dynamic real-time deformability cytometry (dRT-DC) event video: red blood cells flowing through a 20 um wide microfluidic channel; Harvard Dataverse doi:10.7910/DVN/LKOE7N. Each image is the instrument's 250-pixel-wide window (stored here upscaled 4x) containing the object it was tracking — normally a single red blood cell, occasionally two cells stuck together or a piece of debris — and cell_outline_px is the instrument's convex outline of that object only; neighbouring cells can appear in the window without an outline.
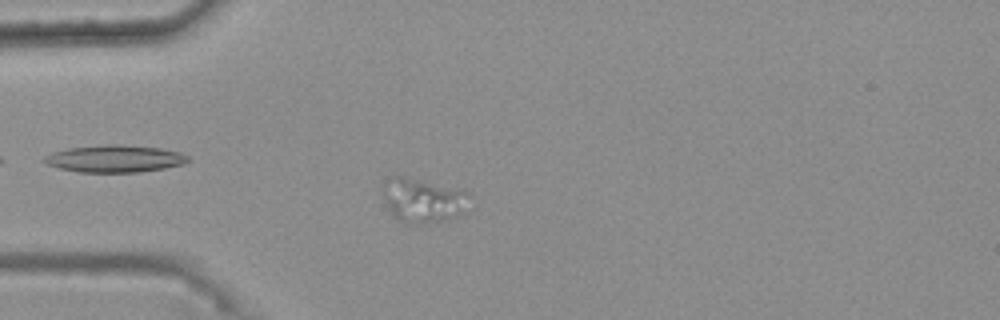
{"species": "common noctule bat (a hibernating species)", "species_latin": "Nyctalus noctula", "temperature_condition": "warm", "stored_images_in_passage": 40, "camera_frame_rate_fps": 3000, "um_per_image_px": 0.085, "animal": {"sex": "female", "body_mass_g": 25.1}, "frame": {"image": 1, "passage_image": 11, "time_ms": 3.333, "image_size_px": [1000, 320], "cell_outline_px": [[476, 200], [456, 216], [448, 220], [420, 224], [400, 224], [392, 216], [384, 200], [384, 188], [396, 176], [404, 176], [464, 188]], "centroid_in_image_um": [36.07, 17.05], "position_along_channel_um": 48.9, "area_um2": 23.0}}
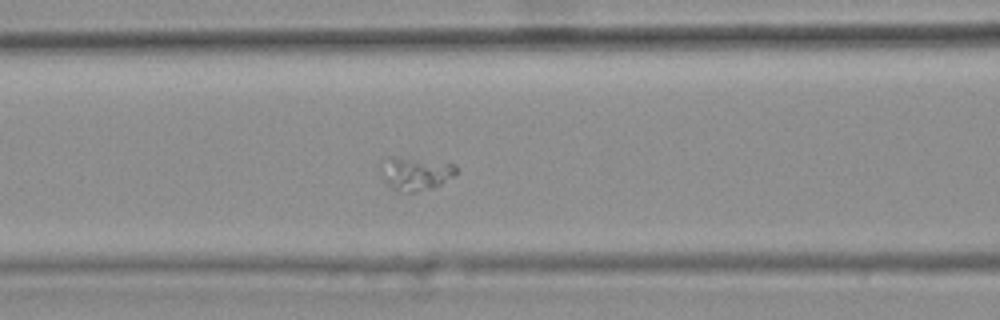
{"frame": {"image": 2, "passage_image": 19, "time_ms": 6.0, "image_size_px": [1000, 320], "cell_outline_px": [[456, 172], [452, 176], [440, 184], [432, 188], [412, 192], [396, 192], [380, 176], [380, 168], [392, 160], [412, 160], [456, 164]], "centroid_in_image_um": [35.34, 14.84], "position_along_channel_um": 131.3, "area_um2": 13.47}}
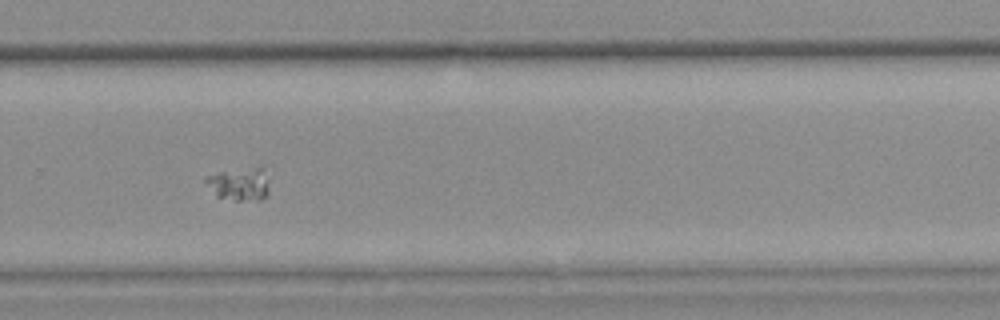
{"frame": {"image": 3, "passage_image": 34, "time_ms": 11.0, "image_size_px": [1000, 320], "cell_outline_px": [[268, 192], [260, 200], [236, 200], [216, 196], [204, 180], [208, 176], [220, 172], [260, 164], [264, 168]], "centroid_in_image_um": [20.37, 15.6], "position_along_channel_um": 309.4, "area_um2": 12.14}}